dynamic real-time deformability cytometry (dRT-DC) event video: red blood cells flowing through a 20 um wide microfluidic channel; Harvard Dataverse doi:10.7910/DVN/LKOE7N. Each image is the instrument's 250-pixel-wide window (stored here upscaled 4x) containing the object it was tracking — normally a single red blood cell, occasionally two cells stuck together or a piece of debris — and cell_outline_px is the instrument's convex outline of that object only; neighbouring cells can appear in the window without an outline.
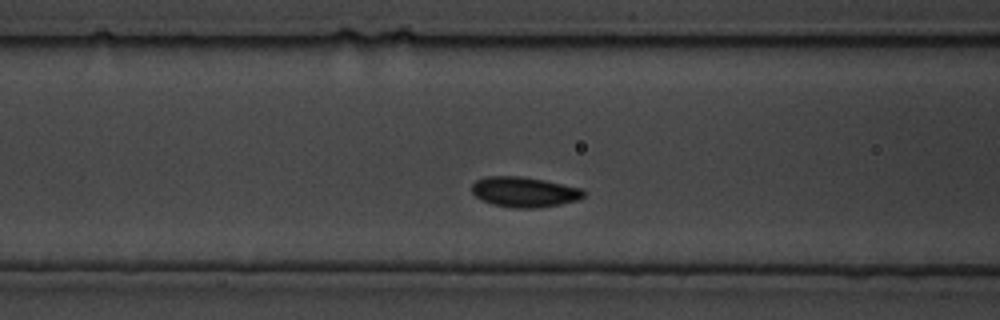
{"species": "common noctule bat (a hibernating species)", "species_latin": "Nyctalus noctula", "temperature_condition": "cold", "stored_images_in_passage": 80, "camera_frame_rate_fps": 3000, "um_per_image_px": 0.085, "animal": {"sex": "male", "body_mass_g": 19.5, "forearm_length_mm": 54.6}, "frame": {"image": 1, "passage_image": 7, "time_ms": 2.0, "image_size_px": [1000, 320], "cell_outline_px": [[588, 192], [584, 196], [576, 200], [560, 204], [540, 208], [516, 208], [492, 204], [476, 196], [472, 192], [472, 184], [476, 180], [484, 176], [520, 176], [544, 180], [584, 188]], "centroid_in_image_um": [44.6, 16.31], "position_along_channel_um": 122.0, "area_um2": 19.83}}
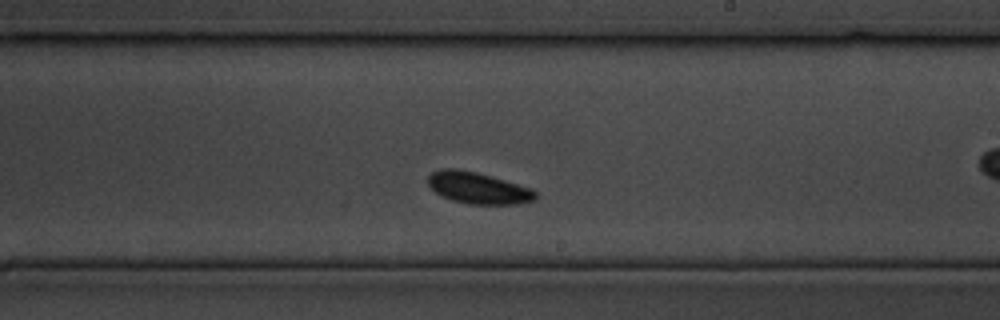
{"frame": {"image": 2, "passage_image": 30, "time_ms": 9.667, "image_size_px": [1000, 320], "cell_outline_px": [[536, 200], [516, 204], [468, 204], [452, 200], [436, 192], [428, 184], [428, 176], [432, 172], [440, 168], [456, 168], [476, 172], [532, 188], [536, 192]], "centroid_in_image_um": [40.64, 15.97], "position_along_channel_um": 248.4, "area_um2": 19.65}}
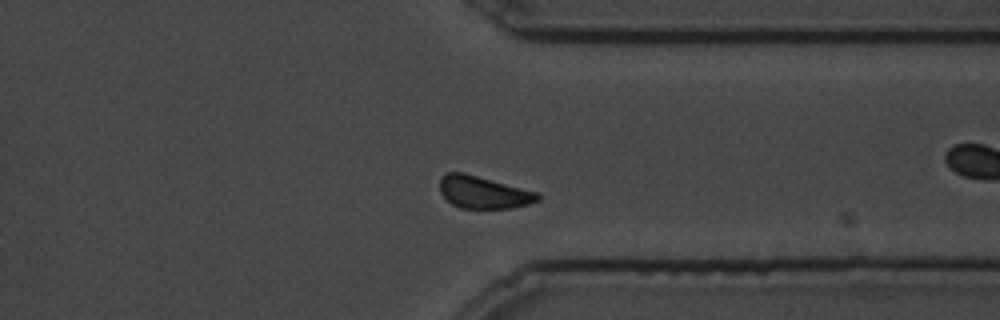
{"frame": {"image": 3, "passage_image": 52, "time_ms": 17.0, "image_size_px": [1000, 320], "cell_outline_px": [[540, 200], [528, 204], [512, 208], [460, 208], [452, 204], [440, 192], [440, 176], [448, 172], [464, 172], [540, 192]], "centroid_in_image_um": [41.12, 16.33], "position_along_channel_um": 370.3, "area_um2": 18.67}}